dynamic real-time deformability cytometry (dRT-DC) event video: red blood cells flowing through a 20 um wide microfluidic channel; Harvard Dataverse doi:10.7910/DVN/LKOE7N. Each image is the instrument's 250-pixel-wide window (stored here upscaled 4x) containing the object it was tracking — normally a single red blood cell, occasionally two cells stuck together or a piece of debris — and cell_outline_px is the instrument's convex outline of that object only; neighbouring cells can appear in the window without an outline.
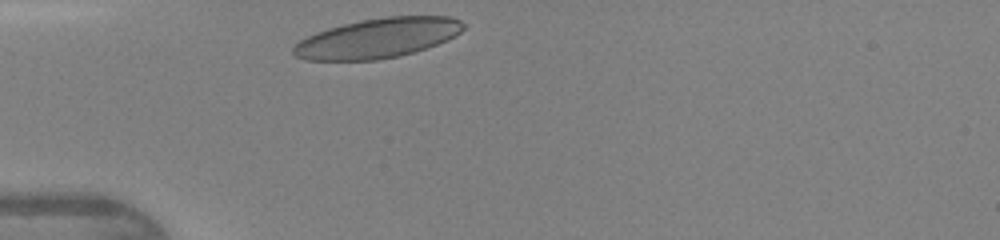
{"species": "human", "species_latin": "Homo sapiens", "temperature_condition": "warm", "stored_images_in_passage": 25, "camera_frame_rate_fps": 3000, "um_per_image_px": 0.085, "donor": {"sex": "female"}, "frame": {"image": 1, "passage_image": 1, "time_ms": 0.0, "image_size_px": [1000, 240], "cell_outline_px": [[468, 24], [456, 36], [448, 40], [400, 56], [376, 60], [308, 60], [296, 56], [292, 52], [292, 48], [300, 40], [316, 32], [328, 28], [360, 20], [384, 16], [448, 16], [460, 20]], "centroid_in_image_um": [32.13, 3.23], "position_along_channel_um": 52.9, "area_um2": 39.36}}
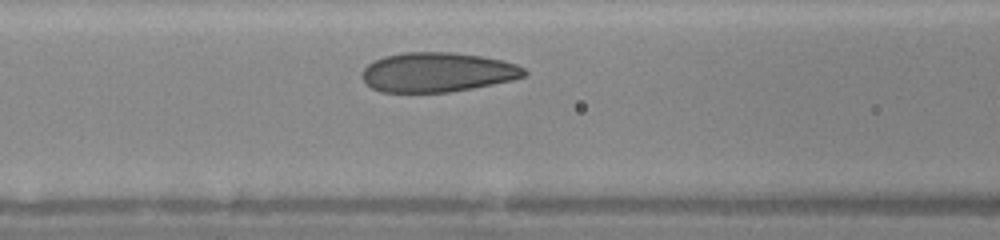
{"frame": {"image": 2, "passage_image": 7, "time_ms": 2.0, "image_size_px": [1000, 240], "cell_outline_px": [[528, 76], [512, 80], [472, 88], [448, 92], [380, 92], [364, 84], [360, 76], [364, 68], [368, 64], [384, 56], [404, 52], [452, 52], [484, 56], [516, 64], [524, 68], [528, 72]], "centroid_in_image_um": [37.17, 6.14], "position_along_channel_um": 129.4, "area_um2": 37.63}}
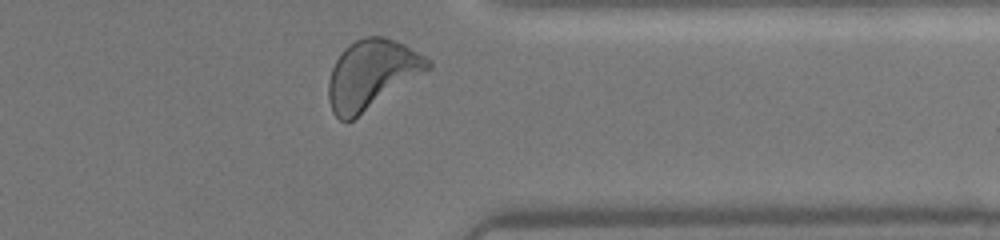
{"frame": {"image": 3, "passage_image": 24, "time_ms": 7.667, "image_size_px": [1000, 240], "cell_outline_px": [[432, 68], [352, 120], [340, 120], [332, 112], [328, 100], [328, 80], [332, 68], [340, 52], [348, 44], [364, 36], [384, 36], [396, 40], [404, 44], [432, 60]], "centroid_in_image_um": [31.59, 6.3], "position_along_channel_um": 379.8, "area_um2": 40.06}}